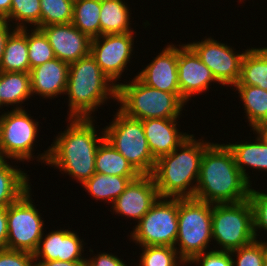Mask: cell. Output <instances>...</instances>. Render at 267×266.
Returning a JSON list of instances; mask_svg holds the SVG:
<instances>
[{"label": "cell", "instance_id": "obj_1", "mask_svg": "<svg viewBox=\"0 0 267 266\" xmlns=\"http://www.w3.org/2000/svg\"><path fill=\"white\" fill-rule=\"evenodd\" d=\"M67 121L66 129L37 156V161L54 166L83 184L95 174V157L98 146L105 139L104 129L98 136L94 118H69Z\"/></svg>", "mask_w": 267, "mask_h": 266}, {"label": "cell", "instance_id": "obj_2", "mask_svg": "<svg viewBox=\"0 0 267 266\" xmlns=\"http://www.w3.org/2000/svg\"><path fill=\"white\" fill-rule=\"evenodd\" d=\"M250 188L228 146L212 142L202 156L194 198L209 204L237 203L248 199Z\"/></svg>", "mask_w": 267, "mask_h": 266}, {"label": "cell", "instance_id": "obj_3", "mask_svg": "<svg viewBox=\"0 0 267 266\" xmlns=\"http://www.w3.org/2000/svg\"><path fill=\"white\" fill-rule=\"evenodd\" d=\"M211 144L191 134L171 153L156 159L151 176L160 197L194 198L202 156Z\"/></svg>", "mask_w": 267, "mask_h": 266}, {"label": "cell", "instance_id": "obj_4", "mask_svg": "<svg viewBox=\"0 0 267 266\" xmlns=\"http://www.w3.org/2000/svg\"><path fill=\"white\" fill-rule=\"evenodd\" d=\"M65 94L68 118L92 119V113L108 101L117 100V86L102 72L89 54L69 64ZM104 103V104H103Z\"/></svg>", "mask_w": 267, "mask_h": 266}, {"label": "cell", "instance_id": "obj_5", "mask_svg": "<svg viewBox=\"0 0 267 266\" xmlns=\"http://www.w3.org/2000/svg\"><path fill=\"white\" fill-rule=\"evenodd\" d=\"M120 110L127 116L147 120L153 118H180L187 104L180 93L157 90L142 83L136 76L117 86ZM180 116V117H179Z\"/></svg>", "mask_w": 267, "mask_h": 266}, {"label": "cell", "instance_id": "obj_6", "mask_svg": "<svg viewBox=\"0 0 267 266\" xmlns=\"http://www.w3.org/2000/svg\"><path fill=\"white\" fill-rule=\"evenodd\" d=\"M212 238V204L195 198H178V233L174 247L188 264L208 251ZM178 246V247H177Z\"/></svg>", "mask_w": 267, "mask_h": 266}, {"label": "cell", "instance_id": "obj_7", "mask_svg": "<svg viewBox=\"0 0 267 266\" xmlns=\"http://www.w3.org/2000/svg\"><path fill=\"white\" fill-rule=\"evenodd\" d=\"M104 129L105 139L141 174L151 175L156 159L152 156L142 121L127 116L119 108Z\"/></svg>", "mask_w": 267, "mask_h": 266}, {"label": "cell", "instance_id": "obj_8", "mask_svg": "<svg viewBox=\"0 0 267 266\" xmlns=\"http://www.w3.org/2000/svg\"><path fill=\"white\" fill-rule=\"evenodd\" d=\"M212 238L216 250L232 251L256 240L253 209L248 199L237 203L212 204Z\"/></svg>", "mask_w": 267, "mask_h": 266}, {"label": "cell", "instance_id": "obj_9", "mask_svg": "<svg viewBox=\"0 0 267 266\" xmlns=\"http://www.w3.org/2000/svg\"><path fill=\"white\" fill-rule=\"evenodd\" d=\"M178 233V198L159 197L129 237L140 246H173Z\"/></svg>", "mask_w": 267, "mask_h": 266}, {"label": "cell", "instance_id": "obj_10", "mask_svg": "<svg viewBox=\"0 0 267 266\" xmlns=\"http://www.w3.org/2000/svg\"><path fill=\"white\" fill-rule=\"evenodd\" d=\"M29 115L25 109H12L0 115L1 159H13L17 162L34 160L33 146L38 138L39 122Z\"/></svg>", "mask_w": 267, "mask_h": 266}, {"label": "cell", "instance_id": "obj_11", "mask_svg": "<svg viewBox=\"0 0 267 266\" xmlns=\"http://www.w3.org/2000/svg\"><path fill=\"white\" fill-rule=\"evenodd\" d=\"M31 188L7 207V249L34 253L44 234V220L36 206Z\"/></svg>", "mask_w": 267, "mask_h": 266}, {"label": "cell", "instance_id": "obj_12", "mask_svg": "<svg viewBox=\"0 0 267 266\" xmlns=\"http://www.w3.org/2000/svg\"><path fill=\"white\" fill-rule=\"evenodd\" d=\"M187 44L211 70L219 84L227 87L231 85L233 89L239 80L241 62L246 50L240 53L235 52L234 47L221 43L212 37Z\"/></svg>", "mask_w": 267, "mask_h": 266}, {"label": "cell", "instance_id": "obj_13", "mask_svg": "<svg viewBox=\"0 0 267 266\" xmlns=\"http://www.w3.org/2000/svg\"><path fill=\"white\" fill-rule=\"evenodd\" d=\"M134 32L101 35L92 38L90 54L102 72L116 85L130 63L134 50Z\"/></svg>", "mask_w": 267, "mask_h": 266}, {"label": "cell", "instance_id": "obj_14", "mask_svg": "<svg viewBox=\"0 0 267 266\" xmlns=\"http://www.w3.org/2000/svg\"><path fill=\"white\" fill-rule=\"evenodd\" d=\"M177 47V69L181 98L187 103L194 95L209 90L212 82L219 84L211 70L188 44Z\"/></svg>", "mask_w": 267, "mask_h": 266}, {"label": "cell", "instance_id": "obj_15", "mask_svg": "<svg viewBox=\"0 0 267 266\" xmlns=\"http://www.w3.org/2000/svg\"><path fill=\"white\" fill-rule=\"evenodd\" d=\"M159 197L153 177L140 175L130 181L125 191L111 204V209L113 214L115 212L138 223Z\"/></svg>", "mask_w": 267, "mask_h": 266}, {"label": "cell", "instance_id": "obj_16", "mask_svg": "<svg viewBox=\"0 0 267 266\" xmlns=\"http://www.w3.org/2000/svg\"><path fill=\"white\" fill-rule=\"evenodd\" d=\"M39 29L47 37L55 57L61 61L70 64L90 54L92 39L72 23L54 24Z\"/></svg>", "mask_w": 267, "mask_h": 266}, {"label": "cell", "instance_id": "obj_17", "mask_svg": "<svg viewBox=\"0 0 267 266\" xmlns=\"http://www.w3.org/2000/svg\"><path fill=\"white\" fill-rule=\"evenodd\" d=\"M177 46L169 44L136 77L145 85L164 92L180 93Z\"/></svg>", "mask_w": 267, "mask_h": 266}, {"label": "cell", "instance_id": "obj_18", "mask_svg": "<svg viewBox=\"0 0 267 266\" xmlns=\"http://www.w3.org/2000/svg\"><path fill=\"white\" fill-rule=\"evenodd\" d=\"M83 246L84 241L77 232L60 228L42 235L38 248L33 253L34 260L86 261L87 258L82 256Z\"/></svg>", "mask_w": 267, "mask_h": 266}, {"label": "cell", "instance_id": "obj_19", "mask_svg": "<svg viewBox=\"0 0 267 266\" xmlns=\"http://www.w3.org/2000/svg\"><path fill=\"white\" fill-rule=\"evenodd\" d=\"M177 118H153L142 120L149 150L155 159L171 153L191 134L177 128Z\"/></svg>", "mask_w": 267, "mask_h": 266}, {"label": "cell", "instance_id": "obj_20", "mask_svg": "<svg viewBox=\"0 0 267 266\" xmlns=\"http://www.w3.org/2000/svg\"><path fill=\"white\" fill-rule=\"evenodd\" d=\"M69 64L54 58L30 69L31 92L42 98L54 99L64 95L68 81Z\"/></svg>", "mask_w": 267, "mask_h": 266}, {"label": "cell", "instance_id": "obj_21", "mask_svg": "<svg viewBox=\"0 0 267 266\" xmlns=\"http://www.w3.org/2000/svg\"><path fill=\"white\" fill-rule=\"evenodd\" d=\"M257 137L254 142L245 143H228L226 144L228 148L232 151L235 163L239 170L241 171L244 178L251 185L250 176L246 172L247 168H252L253 170L266 171L267 172V143L256 133Z\"/></svg>", "mask_w": 267, "mask_h": 266}, {"label": "cell", "instance_id": "obj_22", "mask_svg": "<svg viewBox=\"0 0 267 266\" xmlns=\"http://www.w3.org/2000/svg\"><path fill=\"white\" fill-rule=\"evenodd\" d=\"M32 96L29 72H0V105L13 110L23 109L21 104ZM10 105V106H9ZM21 105V106H20Z\"/></svg>", "mask_w": 267, "mask_h": 266}, {"label": "cell", "instance_id": "obj_23", "mask_svg": "<svg viewBox=\"0 0 267 266\" xmlns=\"http://www.w3.org/2000/svg\"><path fill=\"white\" fill-rule=\"evenodd\" d=\"M0 72H30L27 28L15 29L8 37Z\"/></svg>", "mask_w": 267, "mask_h": 266}, {"label": "cell", "instance_id": "obj_24", "mask_svg": "<svg viewBox=\"0 0 267 266\" xmlns=\"http://www.w3.org/2000/svg\"><path fill=\"white\" fill-rule=\"evenodd\" d=\"M0 158V207H8L30 188L29 175Z\"/></svg>", "mask_w": 267, "mask_h": 266}, {"label": "cell", "instance_id": "obj_25", "mask_svg": "<svg viewBox=\"0 0 267 266\" xmlns=\"http://www.w3.org/2000/svg\"><path fill=\"white\" fill-rule=\"evenodd\" d=\"M124 0H101L100 36L134 32L129 7Z\"/></svg>", "mask_w": 267, "mask_h": 266}, {"label": "cell", "instance_id": "obj_26", "mask_svg": "<svg viewBox=\"0 0 267 266\" xmlns=\"http://www.w3.org/2000/svg\"><path fill=\"white\" fill-rule=\"evenodd\" d=\"M236 85L258 86L267 90V47H249L246 50Z\"/></svg>", "mask_w": 267, "mask_h": 266}, {"label": "cell", "instance_id": "obj_27", "mask_svg": "<svg viewBox=\"0 0 267 266\" xmlns=\"http://www.w3.org/2000/svg\"><path fill=\"white\" fill-rule=\"evenodd\" d=\"M95 172L112 176L139 177L141 174L106 139L98 146Z\"/></svg>", "mask_w": 267, "mask_h": 266}, {"label": "cell", "instance_id": "obj_28", "mask_svg": "<svg viewBox=\"0 0 267 266\" xmlns=\"http://www.w3.org/2000/svg\"><path fill=\"white\" fill-rule=\"evenodd\" d=\"M137 177H124V176H112L105 175L103 173L93 174L88 180H86L82 187L90 193L96 200L106 201L105 203H113L118 196L125 191L126 186L131 180ZM108 201V202H107Z\"/></svg>", "mask_w": 267, "mask_h": 266}, {"label": "cell", "instance_id": "obj_29", "mask_svg": "<svg viewBox=\"0 0 267 266\" xmlns=\"http://www.w3.org/2000/svg\"><path fill=\"white\" fill-rule=\"evenodd\" d=\"M238 96L243 102L246 119L254 130L258 125L267 122V90L258 86L235 85Z\"/></svg>", "mask_w": 267, "mask_h": 266}, {"label": "cell", "instance_id": "obj_30", "mask_svg": "<svg viewBox=\"0 0 267 266\" xmlns=\"http://www.w3.org/2000/svg\"><path fill=\"white\" fill-rule=\"evenodd\" d=\"M101 0H74L72 24L91 39L100 36Z\"/></svg>", "mask_w": 267, "mask_h": 266}, {"label": "cell", "instance_id": "obj_31", "mask_svg": "<svg viewBox=\"0 0 267 266\" xmlns=\"http://www.w3.org/2000/svg\"><path fill=\"white\" fill-rule=\"evenodd\" d=\"M40 14V0H12L10 13L4 20L11 21L15 29L28 28L27 24L39 29Z\"/></svg>", "mask_w": 267, "mask_h": 266}, {"label": "cell", "instance_id": "obj_32", "mask_svg": "<svg viewBox=\"0 0 267 266\" xmlns=\"http://www.w3.org/2000/svg\"><path fill=\"white\" fill-rule=\"evenodd\" d=\"M40 7V28L72 23L74 0H40Z\"/></svg>", "mask_w": 267, "mask_h": 266}, {"label": "cell", "instance_id": "obj_33", "mask_svg": "<svg viewBox=\"0 0 267 266\" xmlns=\"http://www.w3.org/2000/svg\"><path fill=\"white\" fill-rule=\"evenodd\" d=\"M138 266H187L173 246H140Z\"/></svg>", "mask_w": 267, "mask_h": 266}, {"label": "cell", "instance_id": "obj_34", "mask_svg": "<svg viewBox=\"0 0 267 266\" xmlns=\"http://www.w3.org/2000/svg\"><path fill=\"white\" fill-rule=\"evenodd\" d=\"M28 57L30 69L56 58L47 37L40 29H28Z\"/></svg>", "mask_w": 267, "mask_h": 266}, {"label": "cell", "instance_id": "obj_35", "mask_svg": "<svg viewBox=\"0 0 267 266\" xmlns=\"http://www.w3.org/2000/svg\"><path fill=\"white\" fill-rule=\"evenodd\" d=\"M248 200L253 209L254 233L257 240L260 236L258 233L267 231V193L254 190L251 185Z\"/></svg>", "mask_w": 267, "mask_h": 266}, {"label": "cell", "instance_id": "obj_36", "mask_svg": "<svg viewBox=\"0 0 267 266\" xmlns=\"http://www.w3.org/2000/svg\"><path fill=\"white\" fill-rule=\"evenodd\" d=\"M231 255L234 257L233 266H264L263 249L258 240L232 250Z\"/></svg>", "mask_w": 267, "mask_h": 266}, {"label": "cell", "instance_id": "obj_37", "mask_svg": "<svg viewBox=\"0 0 267 266\" xmlns=\"http://www.w3.org/2000/svg\"><path fill=\"white\" fill-rule=\"evenodd\" d=\"M196 266H233V257L231 251L209 250L196 255L189 263Z\"/></svg>", "mask_w": 267, "mask_h": 266}, {"label": "cell", "instance_id": "obj_38", "mask_svg": "<svg viewBox=\"0 0 267 266\" xmlns=\"http://www.w3.org/2000/svg\"><path fill=\"white\" fill-rule=\"evenodd\" d=\"M0 266H35L33 253L20 250H0Z\"/></svg>", "mask_w": 267, "mask_h": 266}, {"label": "cell", "instance_id": "obj_39", "mask_svg": "<svg viewBox=\"0 0 267 266\" xmlns=\"http://www.w3.org/2000/svg\"><path fill=\"white\" fill-rule=\"evenodd\" d=\"M86 261L91 266H128L124 261L112 253L99 252L96 256L89 257Z\"/></svg>", "mask_w": 267, "mask_h": 266}, {"label": "cell", "instance_id": "obj_40", "mask_svg": "<svg viewBox=\"0 0 267 266\" xmlns=\"http://www.w3.org/2000/svg\"><path fill=\"white\" fill-rule=\"evenodd\" d=\"M7 207H0V250L7 249Z\"/></svg>", "mask_w": 267, "mask_h": 266}, {"label": "cell", "instance_id": "obj_41", "mask_svg": "<svg viewBox=\"0 0 267 266\" xmlns=\"http://www.w3.org/2000/svg\"><path fill=\"white\" fill-rule=\"evenodd\" d=\"M7 20H0V62L4 54L5 44L10 34L15 30ZM11 27V28H10Z\"/></svg>", "mask_w": 267, "mask_h": 266}, {"label": "cell", "instance_id": "obj_42", "mask_svg": "<svg viewBox=\"0 0 267 266\" xmlns=\"http://www.w3.org/2000/svg\"><path fill=\"white\" fill-rule=\"evenodd\" d=\"M86 261L35 260V266H82Z\"/></svg>", "mask_w": 267, "mask_h": 266}, {"label": "cell", "instance_id": "obj_43", "mask_svg": "<svg viewBox=\"0 0 267 266\" xmlns=\"http://www.w3.org/2000/svg\"><path fill=\"white\" fill-rule=\"evenodd\" d=\"M12 0H0V20H4L10 13Z\"/></svg>", "mask_w": 267, "mask_h": 266}, {"label": "cell", "instance_id": "obj_44", "mask_svg": "<svg viewBox=\"0 0 267 266\" xmlns=\"http://www.w3.org/2000/svg\"><path fill=\"white\" fill-rule=\"evenodd\" d=\"M254 131L267 143V122L258 125Z\"/></svg>", "mask_w": 267, "mask_h": 266}, {"label": "cell", "instance_id": "obj_45", "mask_svg": "<svg viewBox=\"0 0 267 266\" xmlns=\"http://www.w3.org/2000/svg\"><path fill=\"white\" fill-rule=\"evenodd\" d=\"M260 243H261V245H262V249H263V256H264V266H267V240H266V242H265V240H264V242L262 241V240H258Z\"/></svg>", "mask_w": 267, "mask_h": 266}, {"label": "cell", "instance_id": "obj_46", "mask_svg": "<svg viewBox=\"0 0 267 266\" xmlns=\"http://www.w3.org/2000/svg\"><path fill=\"white\" fill-rule=\"evenodd\" d=\"M82 266H91L87 261L82 264Z\"/></svg>", "mask_w": 267, "mask_h": 266}]
</instances>
